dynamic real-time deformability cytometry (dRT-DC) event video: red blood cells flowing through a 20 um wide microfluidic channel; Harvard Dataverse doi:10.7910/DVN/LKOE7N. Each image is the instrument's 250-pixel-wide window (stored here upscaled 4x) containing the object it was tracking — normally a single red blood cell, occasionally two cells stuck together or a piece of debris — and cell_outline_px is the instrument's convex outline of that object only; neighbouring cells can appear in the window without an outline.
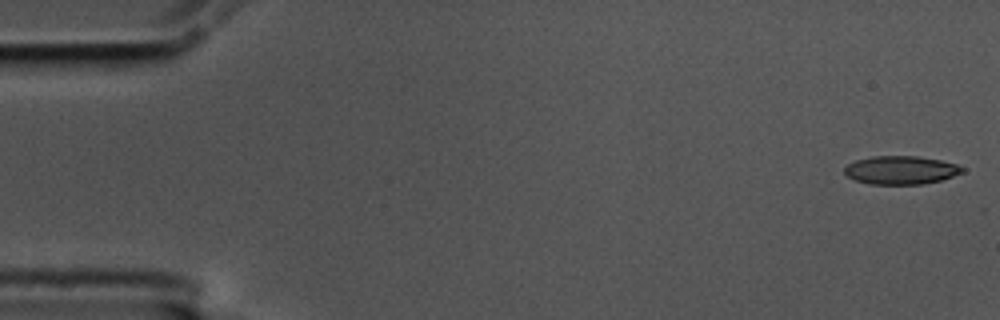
{"species": "common noctule bat (a hibernating species)", "species_latin": "Nyctalus noctula", "temperature_condition": "cold", "stored_images_in_passage": 5, "camera_frame_rate_fps": 3000, "um_per_image_px": 0.085, "animal": {"sex": "male", "body_mass_g": 17.5, "forearm_length_mm": 52.3}, "frame": {"image": 1, "passage_image": 1, "time_ms": 0.0, "image_size_px": [1000, 320], "cell_outline_px": [[964, 172], [940, 180], [924, 184], [868, 184], [856, 180], [848, 176], [844, 172], [844, 168], [848, 164], [856, 160], [872, 156], [916, 156], [940, 160], [956, 164], [964, 168]], "centroid_in_image_um": [76.57, 14.46], "position_along_channel_um": 8.4, "area_um2": 19.36}}
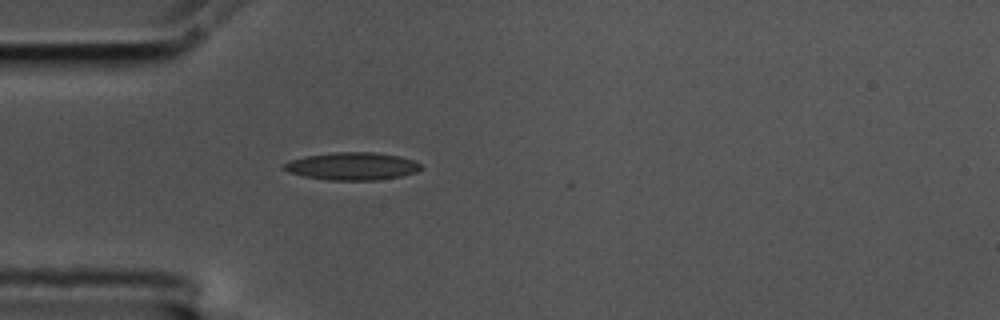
{"frame": {"image": 2, "passage_image": 5, "time_ms": 1.333, "image_size_px": [1000, 320], "cell_outline_px": [[424, 168], [416, 172], [400, 176], [376, 180], [328, 180], [304, 176], [288, 172], [280, 168], [288, 160], [308, 156], [336, 152], [376, 152], [400, 156], [412, 160], [420, 164]], "centroid_in_image_um": [29.93, 14.12], "position_along_channel_um": 55.1, "area_um2": 22.08}}